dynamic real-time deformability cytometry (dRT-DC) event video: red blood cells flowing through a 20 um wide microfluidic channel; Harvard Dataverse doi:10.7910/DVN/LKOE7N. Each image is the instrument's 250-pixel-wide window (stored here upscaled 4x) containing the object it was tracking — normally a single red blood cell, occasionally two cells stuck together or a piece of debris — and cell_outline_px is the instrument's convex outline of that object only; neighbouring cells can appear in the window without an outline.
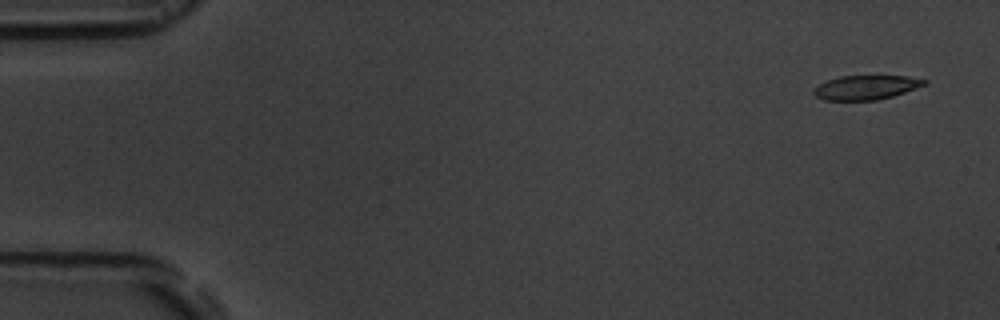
{"species": "common noctule bat (a hibernating species)", "species_latin": "Nyctalus noctula", "temperature_condition": "room temperature", "stored_images_in_passage": 5, "camera_frame_rate_fps": 3000, "um_per_image_px": 0.085, "animal": {"sex": "male", "body_mass_g": 19.5, "forearm_length_mm": 54.6}, "frame": {"image": 1, "passage_image": 1, "time_ms": 0.0, "image_size_px": [1000, 320], "cell_outline_px": [[928, 84], [892, 96], [876, 100], [824, 100], [816, 96], [812, 92], [820, 84], [828, 80], [840, 76], [908, 76], [928, 80]], "centroid_in_image_um": [73.64, 7.43], "position_along_channel_um": 11.4, "area_um2": 15.49}}
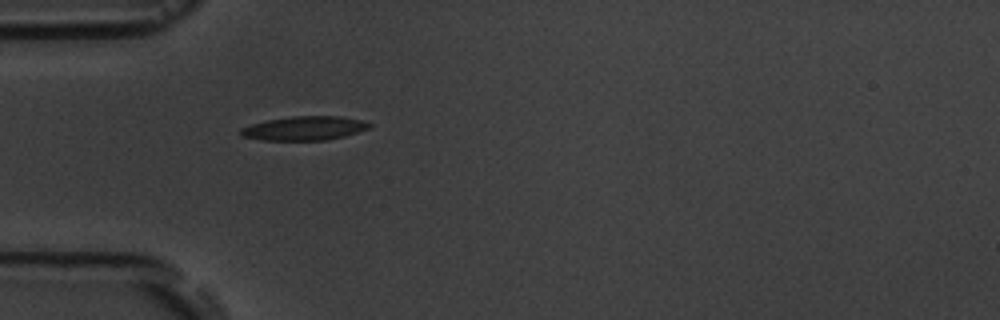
{"frame": {"image": 2, "passage_image": 5, "time_ms": 4.667, "image_size_px": [1000, 320], "cell_outline_px": [[372, 124], [368, 128], [344, 136], [324, 140], [260, 140], [240, 136], [240, 128], [252, 124], [268, 120], [292, 116], [340, 116], [360, 120]], "centroid_in_image_um": [25.82, 10.9], "position_along_channel_um": 59.2, "area_um2": 17.8}}